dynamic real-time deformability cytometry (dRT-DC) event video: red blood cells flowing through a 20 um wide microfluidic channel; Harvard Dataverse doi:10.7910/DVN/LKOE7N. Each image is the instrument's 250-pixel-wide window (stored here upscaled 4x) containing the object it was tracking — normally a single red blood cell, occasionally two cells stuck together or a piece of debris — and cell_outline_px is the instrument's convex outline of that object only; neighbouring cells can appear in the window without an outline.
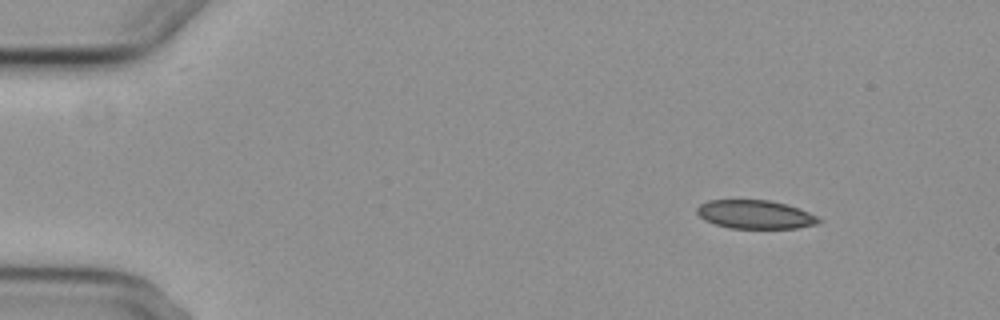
{"species": "common noctule bat (a hibernating species)", "species_latin": "Nyctalus noctula", "temperature_condition": "cold", "stored_images_in_passage": 4, "camera_frame_rate_fps": 3000, "um_per_image_px": 0.085, "animal": {"sex": "female", "body_mass_g": 29.2, "forearm_length_mm": 56.3}, "frame": {"image": 1, "passage_image": 1, "time_ms": 0.0, "image_size_px": [1000, 320], "cell_outline_px": [[824, 220], [816, 224], [796, 228], [728, 228], [704, 220], [696, 212], [696, 208], [700, 204], [708, 200], [768, 200], [788, 204], [800, 208]], "centroid_in_image_um": [64.19, 18.22], "position_along_channel_um": 20.8, "area_um2": 20.35}}
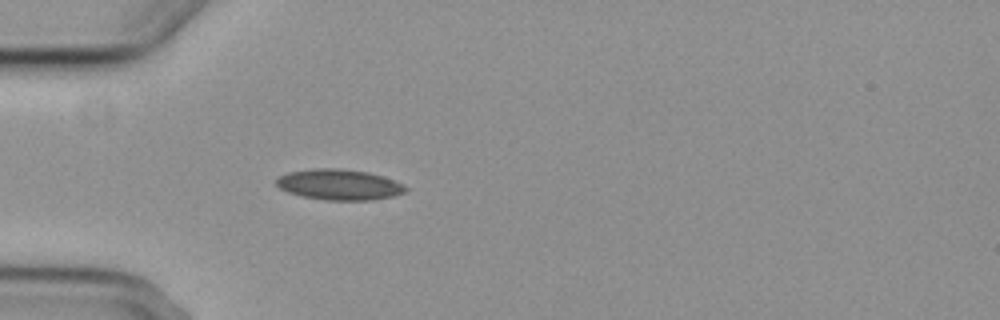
{"frame": {"image": 2, "passage_image": 4, "time_ms": 3.333, "image_size_px": [1000, 320], "cell_outline_px": [[408, 188], [404, 192], [392, 196], [372, 200], [324, 200], [304, 196], [288, 192], [280, 188], [276, 184], [276, 180], [280, 176], [288, 172], [316, 168], [340, 168], [368, 172], [384, 176], [404, 184]], "centroid_in_image_um": [28.85, 15.68], "position_along_channel_um": 56.1, "area_um2": 23.06}}